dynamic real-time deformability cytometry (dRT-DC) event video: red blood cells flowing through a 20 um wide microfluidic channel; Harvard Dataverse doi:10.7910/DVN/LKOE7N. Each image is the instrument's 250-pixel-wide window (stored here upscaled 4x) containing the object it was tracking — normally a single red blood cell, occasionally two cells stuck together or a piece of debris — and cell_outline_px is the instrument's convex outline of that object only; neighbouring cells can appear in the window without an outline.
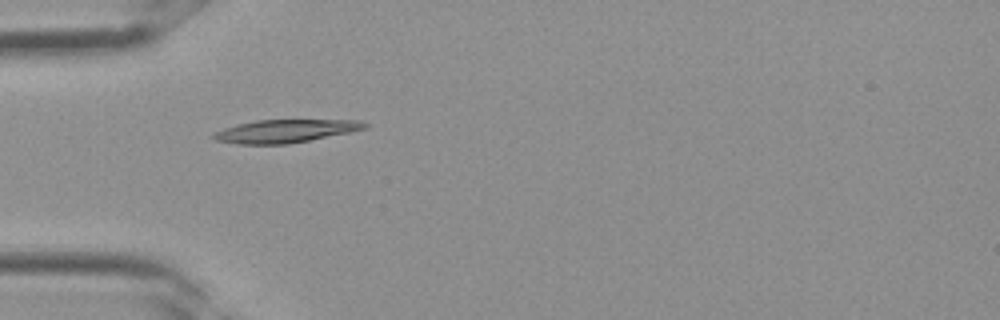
{"species": "Egyptian fruit bat (a non-hibernating species)", "species_latin": "Rousettus aegyptiacus", "temperature_condition": "room temperature", "stored_images_in_passage": 2, "camera_frame_rate_fps": 3000, "um_per_image_px": 0.085, "frame": {"image": 1, "passage_image": 1, "time_ms": 0.0, "image_size_px": [1000, 320], "cell_outline_px": [[368, 128], [352, 132], [288, 144], [236, 144], [216, 140], [212, 136], [216, 132], [224, 128], [236, 124], [256, 120], [360, 120], [368, 124]], "centroid_in_image_um": [24.29, 11.14], "position_along_channel_um": 60.7, "area_um2": 20.29}}
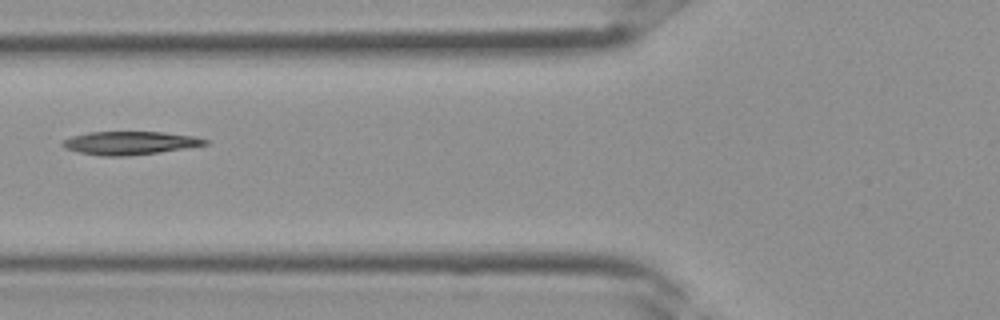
{"frame": {"image": 2, "passage_image": 2, "time_ms": 0.333, "image_size_px": [1000, 320], "cell_outline_px": [[208, 144], [188, 148], [160, 152], [128, 156], [104, 156], [80, 152], [64, 148], [60, 144], [64, 140], [72, 136], [88, 132], [164, 132], [196, 136], [208, 140]], "centroid_in_image_um": [11.07, 12.15], "position_along_channel_um": 114.7, "area_um2": 19.36}}